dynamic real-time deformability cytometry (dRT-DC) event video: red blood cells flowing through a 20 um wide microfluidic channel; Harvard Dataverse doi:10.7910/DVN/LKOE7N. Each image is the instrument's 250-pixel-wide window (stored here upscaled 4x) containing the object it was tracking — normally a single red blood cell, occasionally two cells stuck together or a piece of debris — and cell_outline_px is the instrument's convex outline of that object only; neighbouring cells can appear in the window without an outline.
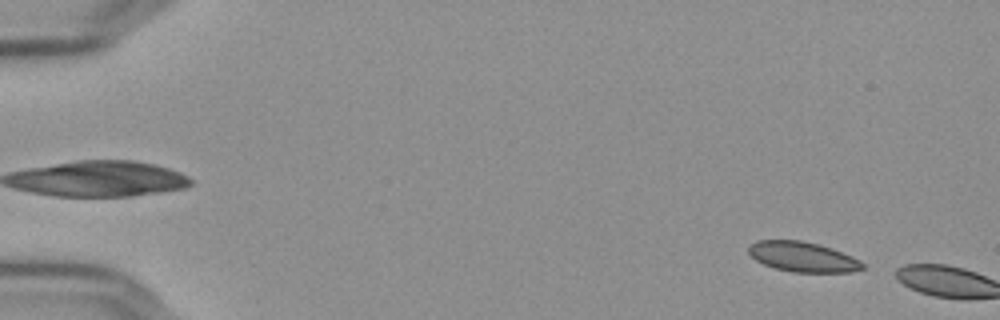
{"species": "Egyptian fruit bat (a non-hibernating species)", "species_latin": "Rousettus aegyptiacus", "temperature_condition": "cold", "stored_images_in_passage": 4, "camera_frame_rate_fps": 3000, "um_per_image_px": 0.085, "frame": {"image": 1, "passage_image": 2, "time_ms": 0.333, "image_size_px": [1000, 320], "cell_outline_px": [[864, 268], [852, 272], [792, 272], [776, 268], [764, 264], [756, 260], [748, 252], [748, 248], [756, 240], [800, 240], [816, 244], [852, 256], [860, 260], [864, 264]], "centroid_in_image_um": [68.22, 21.84], "position_along_channel_um": 16.8, "area_um2": 19.65}}